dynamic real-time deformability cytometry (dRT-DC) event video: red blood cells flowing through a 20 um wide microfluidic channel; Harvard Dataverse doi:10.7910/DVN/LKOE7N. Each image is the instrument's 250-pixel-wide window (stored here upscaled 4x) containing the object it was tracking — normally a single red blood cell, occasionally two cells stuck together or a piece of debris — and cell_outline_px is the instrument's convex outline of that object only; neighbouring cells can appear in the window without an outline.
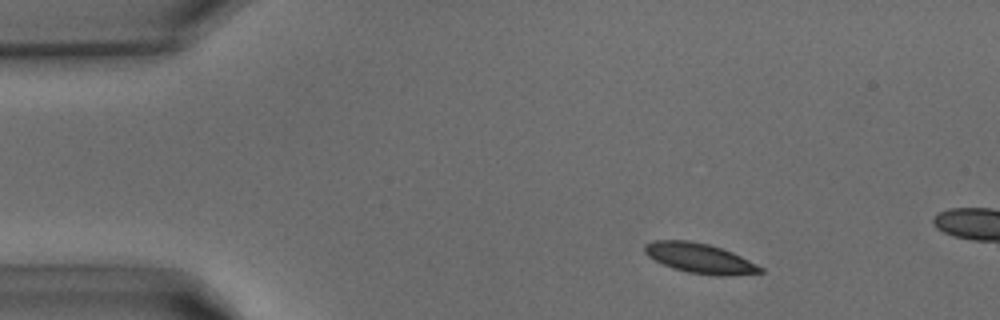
{"species": "common noctule bat (a hibernating species)", "species_latin": "Nyctalus noctula", "temperature_condition": "warm", "stored_images_in_passage": 9, "camera_frame_rate_fps": 3000, "um_per_image_px": 0.085, "animal": {"sex": "male", "body_mass_g": 15.6}, "frame": {"image": 1, "passage_image": 4, "time_ms": 1.0, "image_size_px": [1000, 320], "cell_outline_px": [[764, 272], [720, 276], [716, 276], [688, 272], [672, 268], [648, 256], [644, 252], [644, 244], [652, 240], [688, 240], [708, 244], [732, 252], [764, 268]], "centroid_in_image_um": [59.45, 21.94], "position_along_channel_um": 25.6, "area_um2": 20.0}}